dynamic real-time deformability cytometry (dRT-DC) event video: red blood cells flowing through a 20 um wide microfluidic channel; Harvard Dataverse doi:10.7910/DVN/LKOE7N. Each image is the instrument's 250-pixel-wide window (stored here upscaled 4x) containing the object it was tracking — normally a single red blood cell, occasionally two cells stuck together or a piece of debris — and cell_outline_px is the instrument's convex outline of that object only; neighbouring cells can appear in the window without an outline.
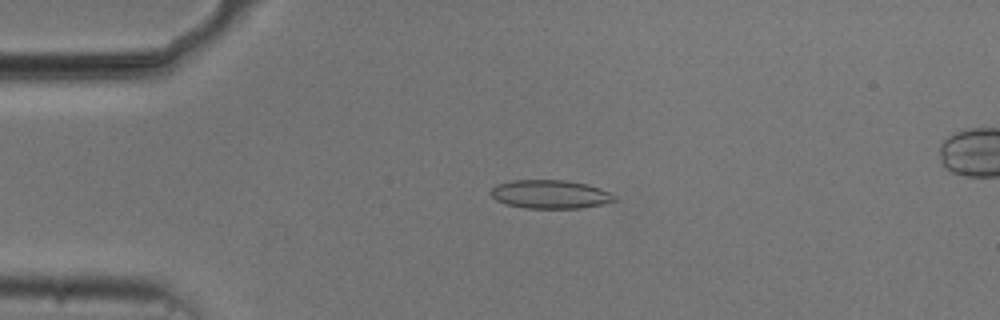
{"species": "common noctule bat (a hibernating species)", "species_latin": "Nyctalus noctula", "temperature_condition": "cold", "stored_images_in_passage": 53, "camera_frame_rate_fps": 3000, "um_per_image_px": 0.085, "animal": {"sex": "male", "body_mass_g": 20.5, "forearm_length_mm": 52.5}, "frame": {"image": 1, "passage_image": 12, "time_ms": 3.667, "image_size_px": [1000, 320], "cell_outline_px": [[616, 200], [604, 204], [580, 208], [524, 208], [504, 204], [496, 200], [488, 192], [496, 184], [512, 180], [564, 180], [588, 184], [600, 188], [616, 196]], "centroid_in_image_um": [46.74, 16.51], "position_along_channel_um": 38.3, "area_um2": 20.75}}
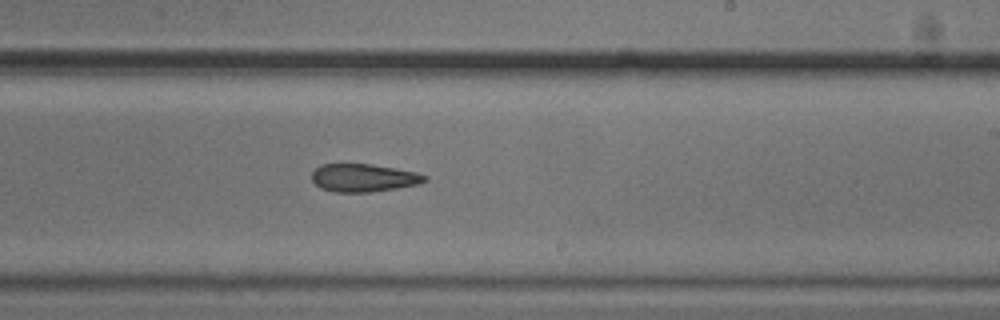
{"frame": {"image": 2, "passage_image": 32, "time_ms": 10.333, "image_size_px": [1000, 320], "cell_outline_px": [[428, 180], [420, 184], [372, 192], [336, 192], [320, 188], [312, 180], [312, 172], [320, 164], [372, 164], [396, 168], [416, 172], [428, 176]], "centroid_in_image_um": [30.93, 15.11], "position_along_channel_um": 258.1, "area_um2": 18.5}}
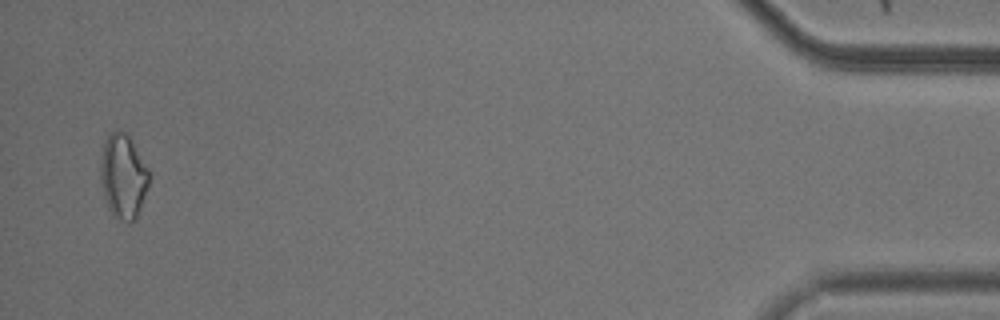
{"frame": {"image": 3, "passage_image": 52, "time_ms": 17.0, "image_size_px": [1000, 320], "cell_outline_px": [[148, 184], [136, 220], [124, 220], [112, 216], [108, 208], [104, 196], [100, 180], [100, 156], [104, 140], [116, 128], [120, 128], [128, 136], [148, 168]], "centroid_in_image_um": [10.43, 14.96], "position_along_channel_um": 424.8, "area_um2": 23.7}, "authors_computed_cell_mechanics": {"area_um2": 19.652, "velocity_mm_per_s": 3.755, "shape_relaxation_time_tau1_ms": null, "shape_relaxation_time_tau2_ms": 2.2888, "deformation_change_tau1": null, "deformation_change_tau2": 0.0914}}